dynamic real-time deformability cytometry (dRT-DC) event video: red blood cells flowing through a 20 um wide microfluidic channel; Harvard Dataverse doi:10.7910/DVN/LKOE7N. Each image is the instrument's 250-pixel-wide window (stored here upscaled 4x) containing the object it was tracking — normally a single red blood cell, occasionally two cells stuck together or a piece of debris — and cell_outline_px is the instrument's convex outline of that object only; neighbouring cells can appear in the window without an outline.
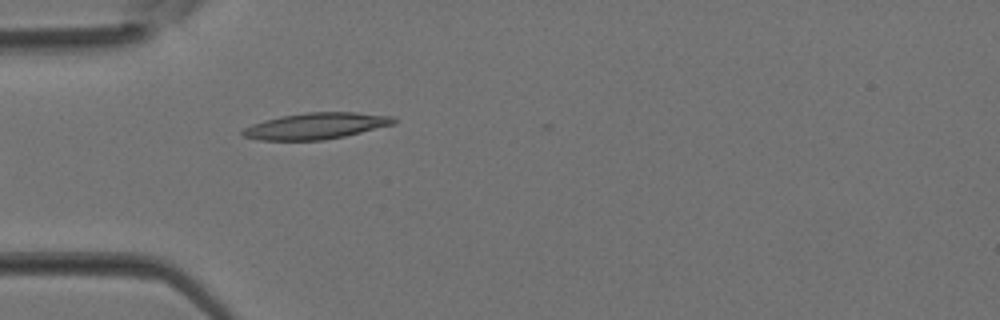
{"species": "Egyptian fruit bat (a non-hibernating species)", "species_latin": "Rousettus aegyptiacus", "temperature_condition": "room temperature", "stored_images_in_passage": 26, "camera_frame_rate_fps": 3000, "um_per_image_px": 0.085, "animal": {"sex": "female"}, "frame": {"image": 1, "passage_image": 1, "time_ms": 0.0, "image_size_px": [1000, 320], "cell_outline_px": [[396, 120], [392, 124], [344, 136], [324, 140], [260, 140], [244, 136], [240, 132], [244, 128], [252, 124], [264, 120], [280, 116], [308, 112], [356, 112], [392, 116]], "centroid_in_image_um": [26.81, 10.7], "position_along_channel_um": 58.2, "area_um2": 22.89}}
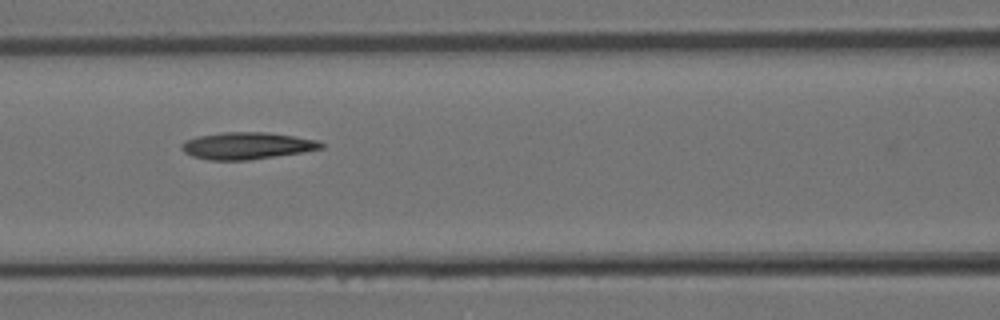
{"frame": {"image": 2, "passage_image": 6, "time_ms": 1.667, "image_size_px": [1000, 320], "cell_outline_px": [[324, 148], [304, 152], [248, 160], [208, 160], [192, 156], [184, 152], [180, 148], [180, 144], [184, 140], [196, 136], [224, 132], [264, 132], [320, 140], [324, 144]], "centroid_in_image_um": [20.97, 12.39], "position_along_channel_um": 145.6, "area_um2": 22.08}}
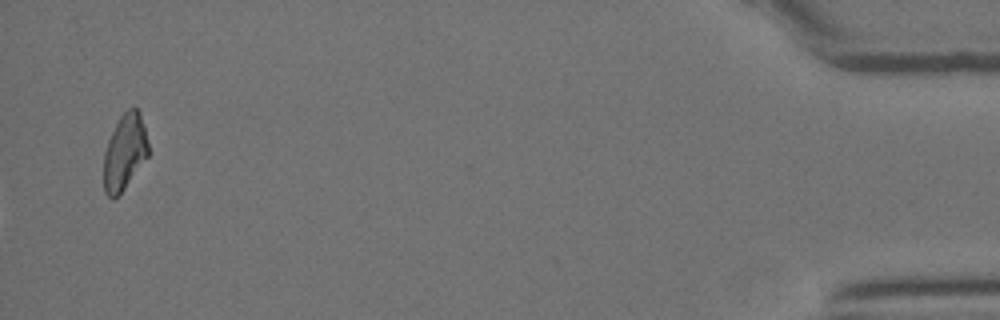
{"frame": {"image": 3, "passage_image": 26, "time_ms": 8.333, "image_size_px": [1000, 320], "cell_outline_px": [[148, 156], [120, 196], [112, 200], [104, 192], [104, 152], [108, 140], [120, 116], [128, 108], [136, 108], [140, 112], [148, 140]], "centroid_in_image_um": [10.59, 12.97], "position_along_channel_um": 424.6, "area_um2": 19.88}}